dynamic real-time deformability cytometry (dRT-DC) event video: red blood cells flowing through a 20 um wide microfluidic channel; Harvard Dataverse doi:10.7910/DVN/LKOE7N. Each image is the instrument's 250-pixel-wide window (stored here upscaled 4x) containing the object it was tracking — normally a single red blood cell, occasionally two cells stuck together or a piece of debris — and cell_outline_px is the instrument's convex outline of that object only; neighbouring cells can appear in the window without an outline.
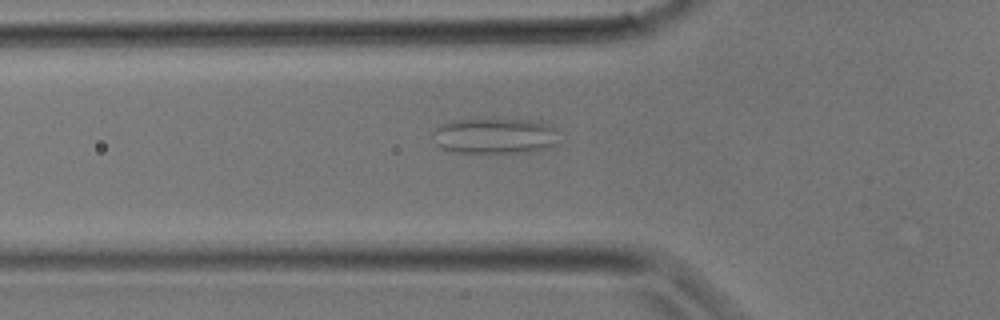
{"species": "common noctule bat (a hibernating species)", "species_latin": "Nyctalus noctula", "temperature_condition": "room temperature", "stored_images_in_passage": 32, "camera_frame_rate_fps": 3000, "um_per_image_px": 0.085, "animal": {"sex": "male", "body_mass_g": 17.9}, "frame": {"image": 1, "passage_image": 11, "time_ms": 3.333, "image_size_px": [1000, 320], "cell_outline_px": [[556, 132], [552, 144], [548, 148], [528, 152], [456, 152], [444, 148], [436, 144], [432, 132], [440, 124], [456, 120], [528, 120], [544, 124], [556, 128]], "centroid_in_image_um": [42.0, 11.55], "position_along_channel_um": 83.8, "area_um2": 25.43}}
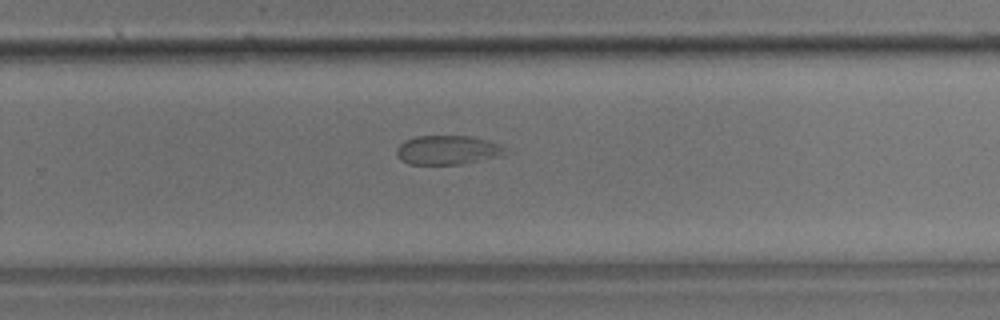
{"frame": {"image": 2, "passage_image": 21, "time_ms": 6.667, "image_size_px": [1000, 320], "cell_outline_px": [[512, 152], [496, 156], [460, 164], [408, 164], [400, 160], [396, 156], [396, 148], [404, 140], [416, 136], [472, 136], [488, 140], [500, 144], [508, 148]], "centroid_in_image_um": [38.04, 12.74], "position_along_channel_um": 291.8, "area_um2": 18.61}}
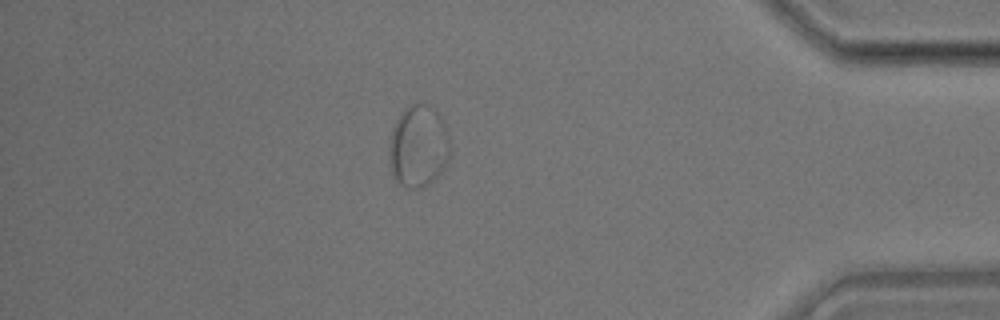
{"frame": {"image": 3, "passage_image": 28, "time_ms": 9.0, "image_size_px": [1000, 320], "cell_outline_px": [[452, 148], [448, 160], [440, 172], [428, 184], [420, 188], [404, 188], [396, 180], [392, 172], [388, 156], [388, 144], [392, 128], [396, 120], [404, 108], [412, 104], [424, 104], [432, 108], [440, 116], [444, 124]], "centroid_in_image_um": [35.54, 12.44], "position_along_channel_um": 399.7, "area_um2": 29.25}}